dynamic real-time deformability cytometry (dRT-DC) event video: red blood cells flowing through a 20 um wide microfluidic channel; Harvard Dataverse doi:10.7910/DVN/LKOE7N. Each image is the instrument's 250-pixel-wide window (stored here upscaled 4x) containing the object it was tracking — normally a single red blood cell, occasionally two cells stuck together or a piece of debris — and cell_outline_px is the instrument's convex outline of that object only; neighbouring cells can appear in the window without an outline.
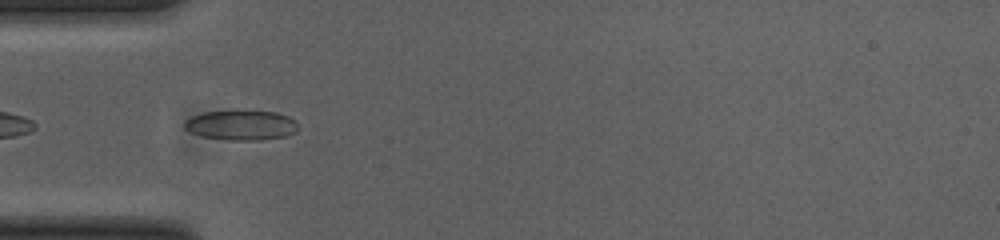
{"species": "common noctule bat (a hibernating species)", "species_latin": "Nyctalus noctula", "temperature_condition": "cold", "stored_images_in_passage": 38, "camera_frame_rate_fps": 3000, "um_per_image_px": 0.085, "animal": {"sex": "female", "body_mass_g": 23.0, "forearm_length_mm": 53.4}, "frame": {"image": 1, "passage_image": 2, "time_ms": 0.333, "image_size_px": [1000, 240], "cell_outline_px": [[296, 132], [284, 136], [260, 140], [232, 140], [200, 136], [184, 128], [184, 120], [192, 116], [204, 112], [276, 112], [288, 116], [296, 120]], "centroid_in_image_um": [20.49, 10.65], "position_along_channel_um": 64.5, "area_um2": 19.36}}
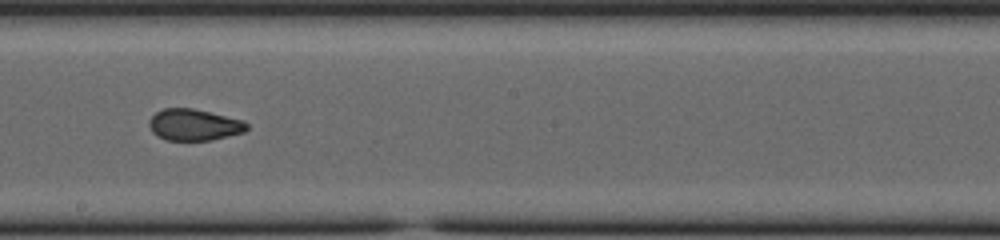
{"frame": {"image": 2, "passage_image": 15, "time_ms": 4.667, "image_size_px": [1000, 240], "cell_outline_px": [[248, 128], [244, 132], [212, 140], [168, 140], [156, 136], [152, 132], [148, 124], [148, 120], [156, 112], [164, 108], [192, 108], [244, 120], [248, 124]], "centroid_in_image_um": [16.48, 10.61], "position_along_channel_um": 231.7, "area_um2": 17.98}}
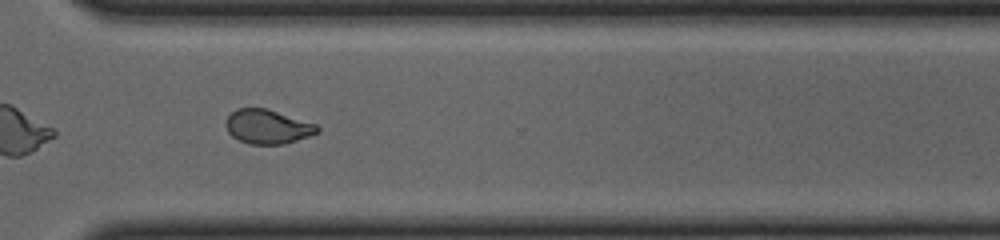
{"frame": {"image": 3, "passage_image": 24, "time_ms": 7.667, "image_size_px": [1000, 240], "cell_outline_px": [[320, 132], [284, 144], [248, 144], [232, 136], [228, 132], [224, 124], [224, 120], [236, 108], [268, 108], [316, 124], [320, 128]], "centroid_in_image_um": [22.73, 10.76], "position_along_channel_um": 347.9, "area_um2": 18.38}, "authors_computed_cell_mechanics": {"area_um2": 18.785, "velocity_mm_per_s": 3.8739, "shape_relaxation_time_tau1_ms": null, "shape_relaxation_time_tau2_ms": 1.4967, "deformation_change_tau1": null, "deformation_change_tau2": 0.066}}